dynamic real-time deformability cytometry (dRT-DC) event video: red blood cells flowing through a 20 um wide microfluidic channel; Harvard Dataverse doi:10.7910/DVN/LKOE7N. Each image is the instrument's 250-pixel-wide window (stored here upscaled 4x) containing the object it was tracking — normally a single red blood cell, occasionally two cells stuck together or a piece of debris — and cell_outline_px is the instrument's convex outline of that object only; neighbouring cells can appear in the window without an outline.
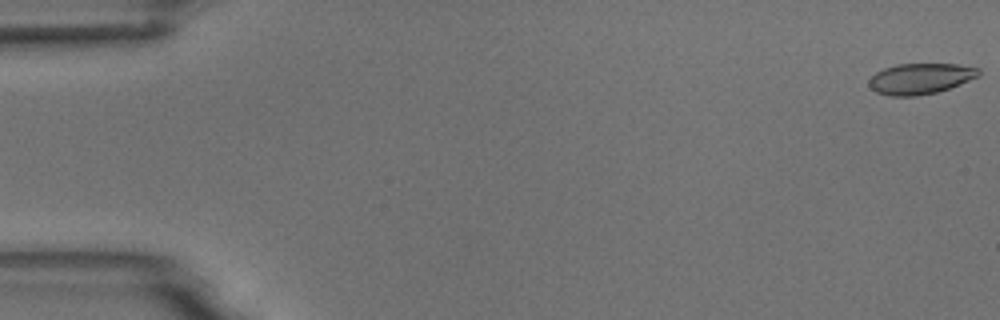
{"species": "common noctule bat (a hibernating species)", "species_latin": "Nyctalus noctula", "temperature_condition": "room temperature", "stored_images_in_passage": 5, "camera_frame_rate_fps": 3000, "um_per_image_px": 0.085, "animal": {"sex": "male", "body_mass_g": 18.8}, "frame": {"image": 1, "passage_image": 1, "time_ms": 0.0, "image_size_px": [1000, 320], "cell_outline_px": [[980, 76], [948, 88], [936, 92], [916, 96], [888, 96], [876, 92], [868, 84], [868, 80], [876, 72], [884, 68], [896, 64], [956, 64], [980, 68]], "centroid_in_image_um": [78.22, 6.68], "position_along_channel_um": 6.8, "area_um2": 19.65}}
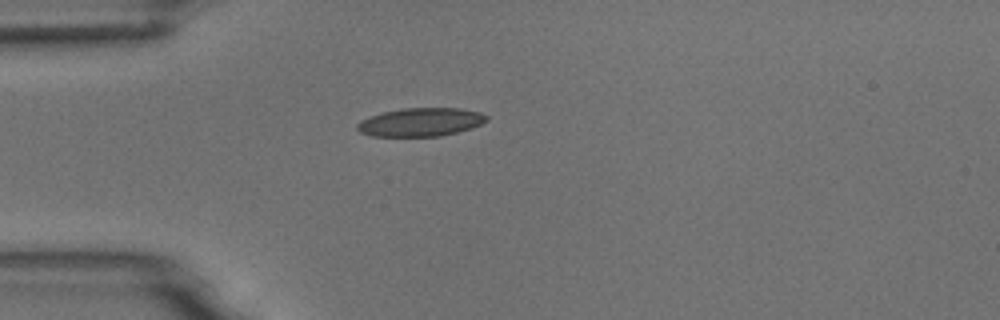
{"frame": {"image": 2, "passage_image": 5, "time_ms": 4.667, "image_size_px": [1000, 320], "cell_outline_px": [[488, 120], [472, 128], [440, 136], [372, 136], [360, 132], [356, 128], [356, 124], [360, 120], [384, 112], [404, 108], [460, 108], [480, 112], [488, 116]], "centroid_in_image_um": [35.77, 10.38], "position_along_channel_um": 49.2, "area_um2": 21.33}}